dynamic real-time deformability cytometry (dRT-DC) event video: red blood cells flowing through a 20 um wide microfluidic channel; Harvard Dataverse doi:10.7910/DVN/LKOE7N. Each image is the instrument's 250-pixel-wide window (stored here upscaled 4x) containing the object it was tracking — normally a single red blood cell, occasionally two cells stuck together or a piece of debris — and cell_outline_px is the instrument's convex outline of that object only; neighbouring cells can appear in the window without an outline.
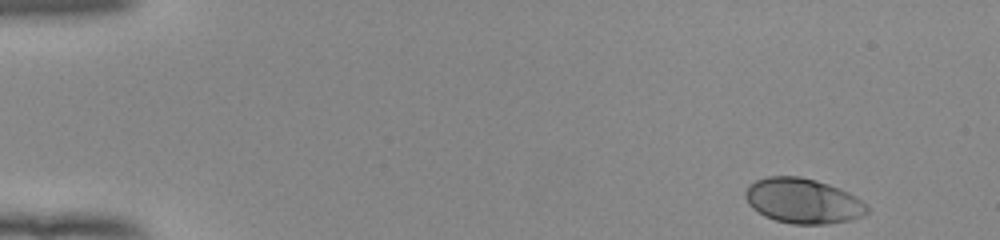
{"species": "human", "species_latin": "Homo sapiens", "temperature_condition": "room temperature", "stored_images_in_passage": 49, "camera_frame_rate_fps": 3000, "um_per_image_px": 0.085, "donor": {"sex": "female"}, "frame": {"image": 1, "passage_image": 1, "time_ms": 0.0, "image_size_px": [1000, 240], "cell_outline_px": [[868, 212], [864, 216], [852, 220], [828, 224], [792, 224], [776, 220], [764, 216], [752, 208], [748, 204], [744, 196], [744, 192], [748, 184], [756, 180], [768, 176], [800, 176], [816, 180], [828, 184], [848, 192], [856, 196], [868, 208]], "centroid_in_image_um": [68.23, 17.08], "position_along_channel_um": 16.8, "area_um2": 32.19}}
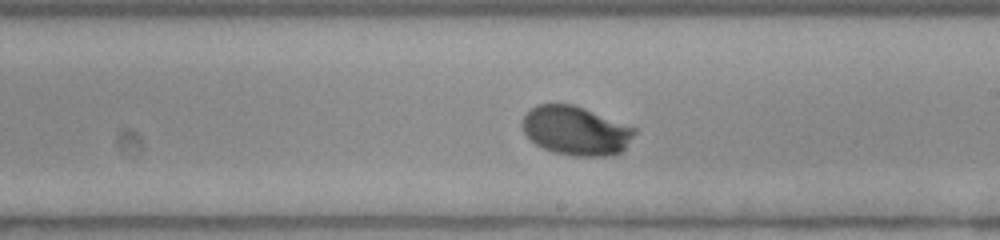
{"frame": {"image": 2, "passage_image": 28, "time_ms": 9.0, "image_size_px": [1000, 240], "cell_outline_px": [[636, 132], [624, 148], [620, 152], [612, 156], [572, 156], [552, 152], [536, 144], [524, 132], [520, 124], [524, 116], [536, 104], [572, 104], [584, 108], [636, 128]], "centroid_in_image_um": [48.93, 11.11], "position_along_channel_um": 240.1, "area_um2": 31.91}}
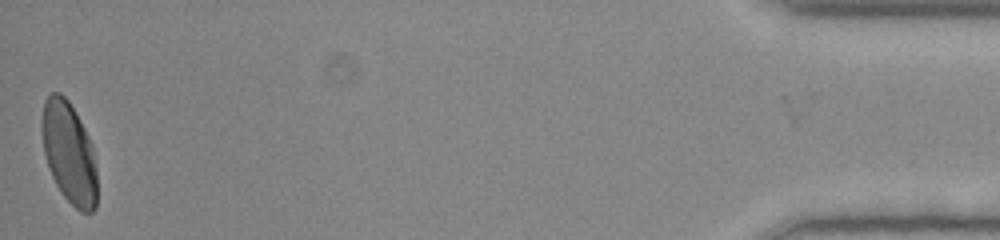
{"frame": {"image": 3, "passage_image": 49, "time_ms": 16.0, "image_size_px": [1000, 240], "cell_outline_px": [[96, 208], [92, 212], [80, 212], [60, 192], [52, 176], [44, 152], [40, 128], [40, 116], [44, 100], [52, 92], [60, 92], [68, 100], [76, 112], [92, 144], [96, 168]], "centroid_in_image_um": [5.85, 12.95], "position_along_channel_um": 429.4, "area_um2": 32.83}, "authors_computed_cell_mechanics": {"area_um2": 31.4432, "velocity_mm_per_s": 3.9295, "shape_relaxation_time_tau1_ms": 2.6425, "shape_relaxation_time_tau2_ms": null, "deformation_change_tau1": 0.1623, "deformation_change_tau2": null}}